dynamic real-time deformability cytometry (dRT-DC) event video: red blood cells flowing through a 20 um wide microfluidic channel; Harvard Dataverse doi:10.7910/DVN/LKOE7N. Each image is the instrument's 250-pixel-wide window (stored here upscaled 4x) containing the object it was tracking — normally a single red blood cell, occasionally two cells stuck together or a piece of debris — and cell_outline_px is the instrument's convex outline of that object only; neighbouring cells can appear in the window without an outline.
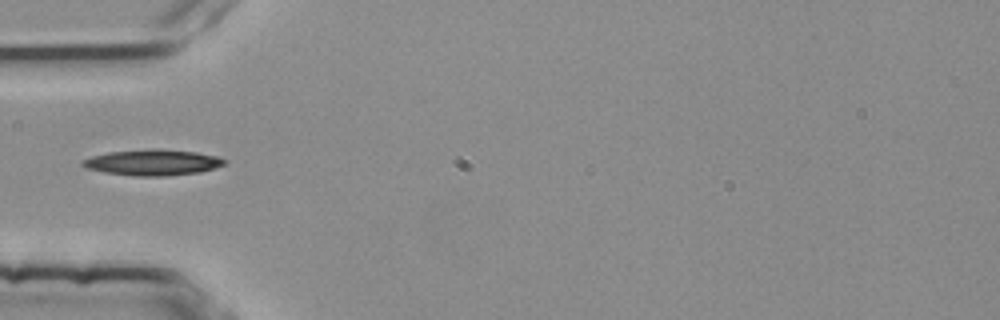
{"species": "common noctule bat (a hibernating species)", "species_latin": "Nyctalus noctula", "temperature_condition": "room temperature", "stored_images_in_passage": 5, "camera_frame_rate_fps": 3000, "um_per_image_px": 0.085, "animal": {"sex": "female", "body_mass_g": 25.1}, "frame": {"image": 1, "passage_image": 5, "time_ms": 1.333, "image_size_px": [1000, 320], "cell_outline_px": [[224, 164], [200, 172], [168, 176], [136, 176], [104, 172], [88, 168], [80, 164], [80, 160], [92, 156], [108, 152], [152, 148], [156, 148], [196, 152], [220, 156], [224, 160]], "centroid_in_image_um": [12.95, 13.8], "position_along_channel_um": 72.0, "area_um2": 21.44}}